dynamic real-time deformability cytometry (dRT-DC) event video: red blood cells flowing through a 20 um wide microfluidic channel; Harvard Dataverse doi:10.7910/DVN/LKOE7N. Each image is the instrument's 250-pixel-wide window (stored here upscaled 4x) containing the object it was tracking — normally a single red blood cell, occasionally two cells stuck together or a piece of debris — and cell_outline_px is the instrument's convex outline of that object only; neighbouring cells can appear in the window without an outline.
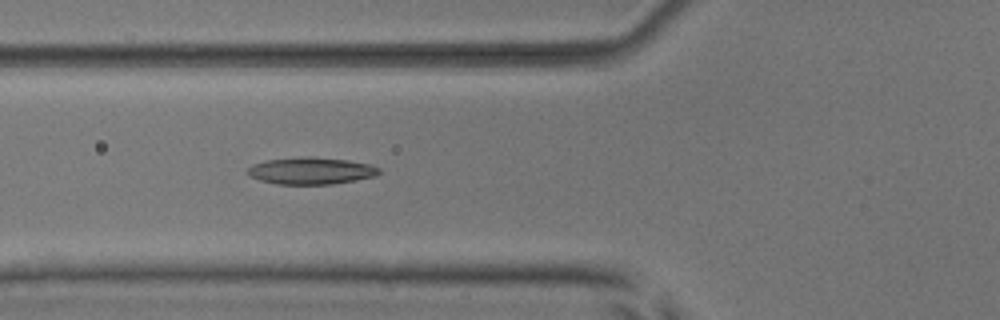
{"species": "common noctule bat (a hibernating species)", "species_latin": "Nyctalus noctula", "temperature_condition": "room temperature", "stored_images_in_passage": 40, "camera_frame_rate_fps": 3000, "um_per_image_px": 0.085, "animal": {"sex": "male", "body_mass_g": 17.9, "forearm_length_mm": 54.2}, "frame": {"image": 1, "passage_image": 7, "time_ms": 2.0, "image_size_px": [1000, 320], "cell_outline_px": [[380, 172], [376, 176], [356, 180], [332, 184], [276, 184], [260, 180], [248, 176], [244, 172], [252, 164], [268, 160], [308, 156], [312, 156], [348, 160], [368, 164], [380, 168]], "centroid_in_image_um": [26.41, 14.52], "position_along_channel_um": 99.4, "area_um2": 20.75}}
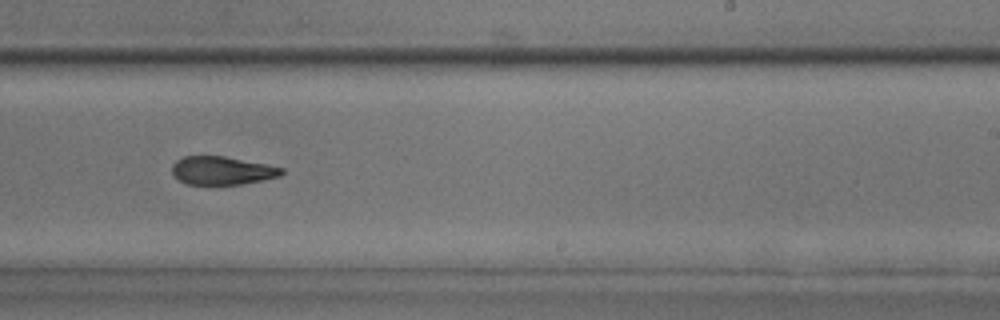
{"frame": {"image": 2, "passage_image": 20, "time_ms": 6.333, "image_size_px": [1000, 320], "cell_outline_px": [[284, 172], [280, 176], [264, 180], [240, 184], [188, 184], [180, 180], [172, 172], [172, 164], [176, 160], [184, 156], [224, 156], [284, 168]], "centroid_in_image_um": [18.88, 14.49], "position_along_channel_um": 270.1, "area_um2": 17.86}}
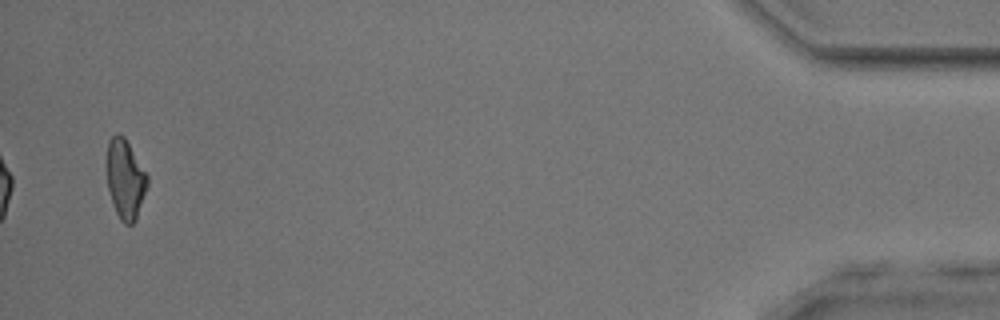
{"frame": {"image": 3, "passage_image": 38, "time_ms": 12.333, "image_size_px": [1000, 320], "cell_outline_px": [[148, 184], [136, 220], [132, 224], [124, 224], [120, 220], [112, 204], [108, 188], [104, 160], [108, 140], [116, 132], [120, 132], [124, 136], [148, 176]], "centroid_in_image_um": [10.6, 15.18], "position_along_channel_um": 424.6, "area_um2": 19.31}, "authors_computed_cell_mechanics": {"area_um2": 19.3052, "velocity_mm_per_s": 3.9554, "shape_relaxation_time_tau1_ms": 9.753, "shape_relaxation_time_tau2_ms": 2.3749, "deformation_change_tau1": 0.2375, "deformation_change_tau2": 0.1001}}